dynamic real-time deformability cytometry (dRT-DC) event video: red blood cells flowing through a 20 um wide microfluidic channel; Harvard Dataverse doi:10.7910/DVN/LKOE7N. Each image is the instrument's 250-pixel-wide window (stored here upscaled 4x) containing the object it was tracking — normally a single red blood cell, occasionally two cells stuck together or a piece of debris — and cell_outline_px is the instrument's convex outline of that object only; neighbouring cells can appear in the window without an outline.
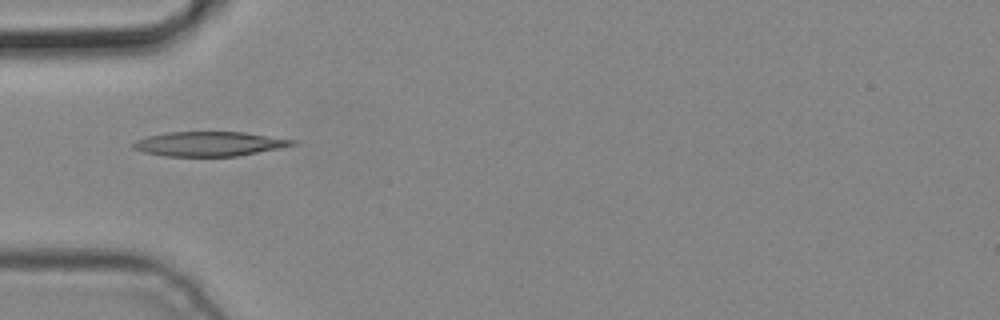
{"species": "common noctule bat (a hibernating species)", "species_latin": "Nyctalus noctula", "temperature_condition": "cold", "stored_images_in_passage": 1, "camera_frame_rate_fps": 3000, "um_per_image_px": 0.085, "animal": {"sex": "male", "body_mass_g": 19.2, "forearm_length_mm": 51.8}, "frame": {"image": 1, "passage_image": 1, "time_ms": 0.0, "image_size_px": [1000, 320], "cell_outline_px": [[296, 144], [280, 148], [236, 156], [164, 156], [144, 152], [132, 148], [132, 144], [136, 140], [148, 136], [168, 132], [244, 132], [296, 140]], "centroid_in_image_um": [17.77, 12.23], "position_along_channel_um": 67.2, "area_um2": 22.6}}